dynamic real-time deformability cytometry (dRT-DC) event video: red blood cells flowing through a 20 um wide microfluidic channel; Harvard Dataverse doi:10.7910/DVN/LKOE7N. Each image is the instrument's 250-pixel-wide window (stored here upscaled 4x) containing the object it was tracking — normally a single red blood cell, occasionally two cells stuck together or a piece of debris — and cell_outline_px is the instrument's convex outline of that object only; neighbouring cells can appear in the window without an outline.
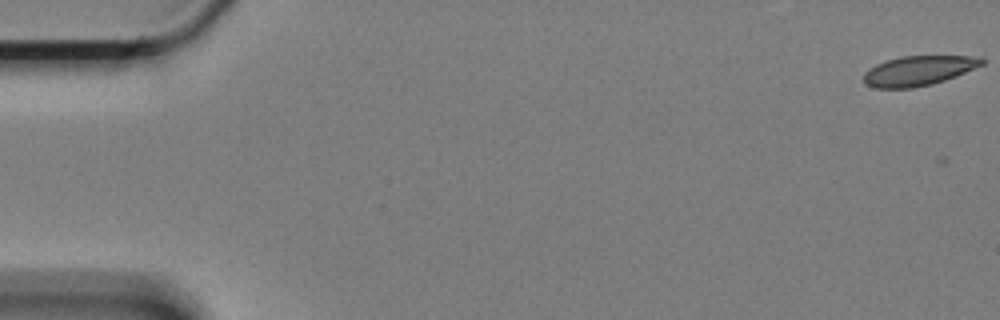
{"species": "Egyptian fruit bat (a non-hibernating species)", "species_latin": "Rousettus aegyptiacus", "temperature_condition": "cold", "stored_images_in_passage": 2, "camera_frame_rate_fps": 3000, "um_per_image_px": 0.085, "animal": {"sex": "female"}, "frame": {"image": 1, "passage_image": 1, "time_ms": 0.0, "image_size_px": [1000, 320], "cell_outline_px": [[984, 64], [956, 76], [932, 84], [912, 88], [876, 88], [868, 84], [864, 80], [864, 72], [876, 64], [900, 56], [980, 56], [984, 60]], "centroid_in_image_um": [78.09, 6.0], "position_along_channel_um": 6.9, "area_um2": 20.35}}